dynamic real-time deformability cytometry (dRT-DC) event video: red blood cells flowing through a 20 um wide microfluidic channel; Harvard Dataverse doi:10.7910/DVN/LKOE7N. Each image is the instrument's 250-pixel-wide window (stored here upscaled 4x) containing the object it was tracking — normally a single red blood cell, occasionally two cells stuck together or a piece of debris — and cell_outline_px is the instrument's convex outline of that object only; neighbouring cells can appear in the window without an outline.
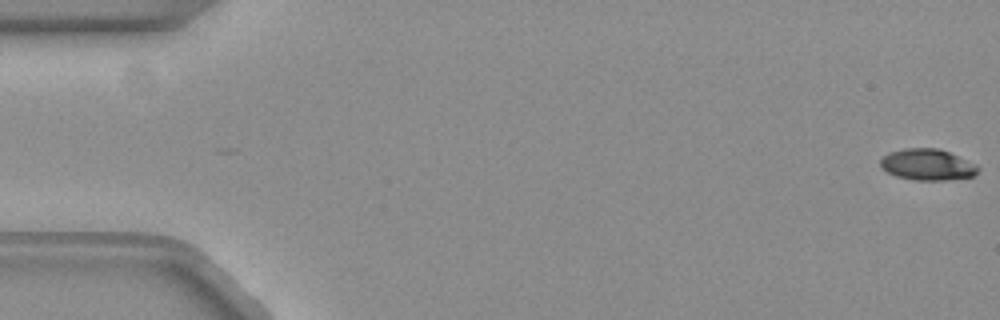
{"species": "common noctule bat (a hibernating species)", "species_latin": "Nyctalus noctula", "temperature_condition": "warm", "stored_images_in_passage": 15, "camera_frame_rate_fps": 3000, "um_per_image_px": 0.085, "animal": {"sex": "female", "body_mass_g": 19.3, "forearm_length_mm": 54.1}, "frame": {"image": 1, "passage_image": 1, "time_ms": 0.0, "image_size_px": [1000, 320], "cell_outline_px": [[980, 168], [972, 176], [944, 180], [916, 180], [896, 176], [888, 172], [880, 164], [880, 160], [888, 152], [904, 148], [936, 148], [948, 152], [976, 164]], "centroid_in_image_um": [78.81, 13.98], "position_along_channel_um": 6.2, "area_um2": 17.51}}
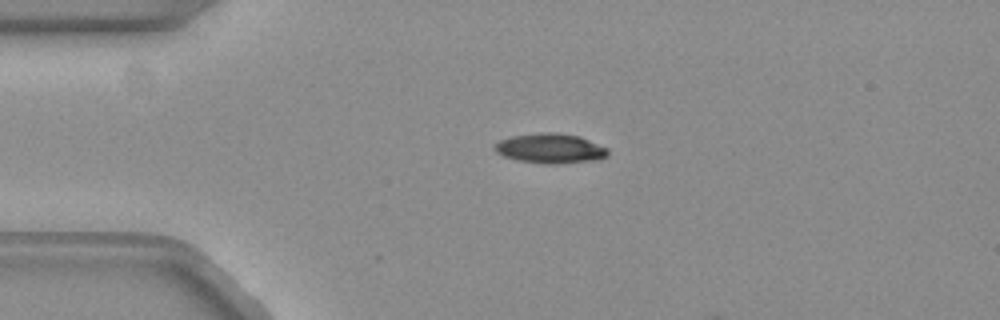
{"frame": {"image": 2, "passage_image": 13, "time_ms": 4.0, "image_size_px": [1000, 320], "cell_outline_px": [[608, 156], [592, 160], [556, 164], [544, 164], [516, 160], [504, 156], [496, 152], [496, 144], [500, 140], [512, 136], [544, 132], [548, 132], [576, 136], [608, 148]], "centroid_in_image_um": [46.75, 12.63], "position_along_channel_um": 38.2, "area_um2": 19.19}}